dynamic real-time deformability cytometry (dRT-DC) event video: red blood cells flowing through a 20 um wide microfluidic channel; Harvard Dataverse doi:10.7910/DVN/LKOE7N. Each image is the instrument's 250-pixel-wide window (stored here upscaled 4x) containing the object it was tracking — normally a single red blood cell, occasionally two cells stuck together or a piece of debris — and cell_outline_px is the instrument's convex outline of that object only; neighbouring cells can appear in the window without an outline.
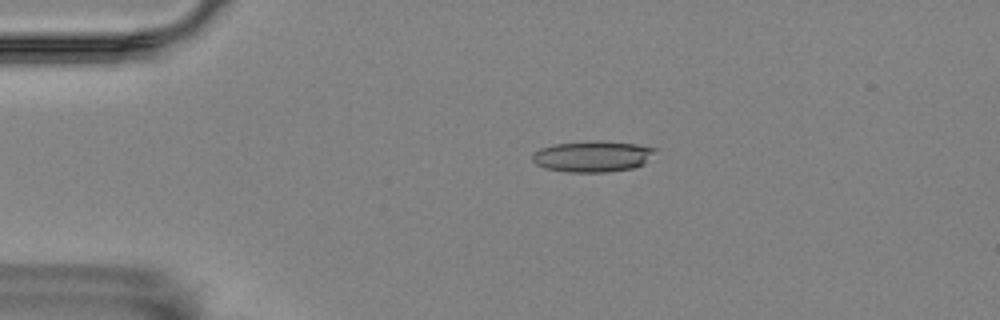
{"species": "Egyptian fruit bat (a non-hibernating species)", "species_latin": "Rousettus aegyptiacus", "temperature_condition": "room temperature", "stored_images_in_passage": 57, "camera_frame_rate_fps": 3000, "um_per_image_px": 0.085, "animal": {"sex": "female"}, "frame": {"image": 1, "passage_image": 12, "time_ms": 3.667, "image_size_px": [1000, 320], "cell_outline_px": [[656, 148], [644, 164], [632, 168], [608, 172], [568, 172], [544, 168], [536, 164], [532, 160], [532, 156], [540, 148], [552, 144], [588, 140], [600, 140], [636, 144]], "centroid_in_image_um": [50.33, 13.28], "position_along_channel_um": 34.7, "area_um2": 22.31}}
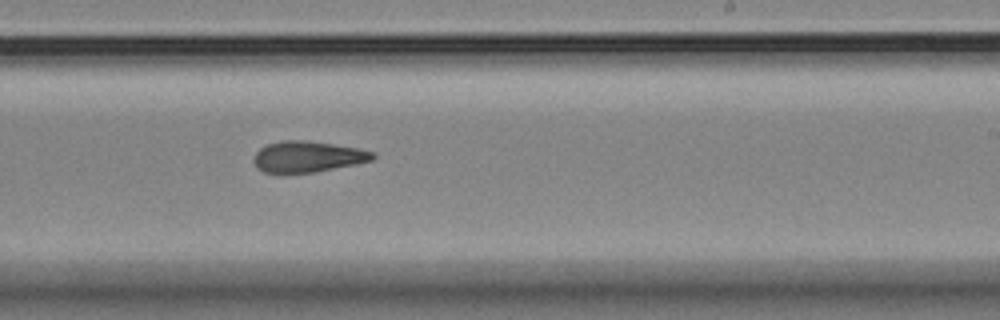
{"frame": {"image": 2, "passage_image": 35, "time_ms": 11.333, "image_size_px": [1000, 320], "cell_outline_px": [[376, 156], [372, 160], [356, 164], [316, 172], [284, 176], [264, 172], [256, 168], [252, 160], [256, 152], [260, 148], [268, 144], [284, 140], [308, 140], [356, 148], [372, 152]], "centroid_in_image_um": [26.06, 13.36], "position_along_channel_um": 262.9, "area_um2": 22.08}}
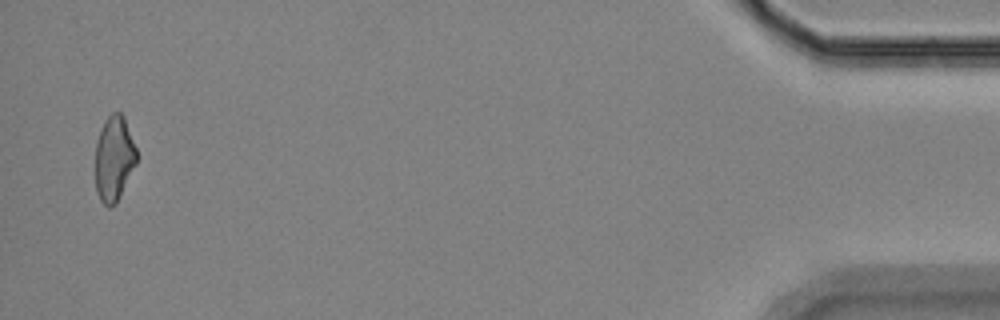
{"frame": {"image": 3, "passage_image": 56, "time_ms": 18.333, "image_size_px": [1000, 320], "cell_outline_px": [[136, 164], [116, 204], [108, 208], [100, 200], [96, 192], [96, 140], [104, 120], [112, 112], [120, 112], [124, 116], [136, 148]], "centroid_in_image_um": [9.68, 13.47], "position_along_channel_um": 425.5, "area_um2": 20.52}, "authors_computed_cell_mechanics": {"area_um2": 21.8484, "velocity_mm_per_s": 3.4931, "shape_relaxation_time_tau1_ms": null, "shape_relaxation_time_tau2_ms": 7.7533, "deformation_change_tau1": null, "deformation_change_tau2": 0.1883}}